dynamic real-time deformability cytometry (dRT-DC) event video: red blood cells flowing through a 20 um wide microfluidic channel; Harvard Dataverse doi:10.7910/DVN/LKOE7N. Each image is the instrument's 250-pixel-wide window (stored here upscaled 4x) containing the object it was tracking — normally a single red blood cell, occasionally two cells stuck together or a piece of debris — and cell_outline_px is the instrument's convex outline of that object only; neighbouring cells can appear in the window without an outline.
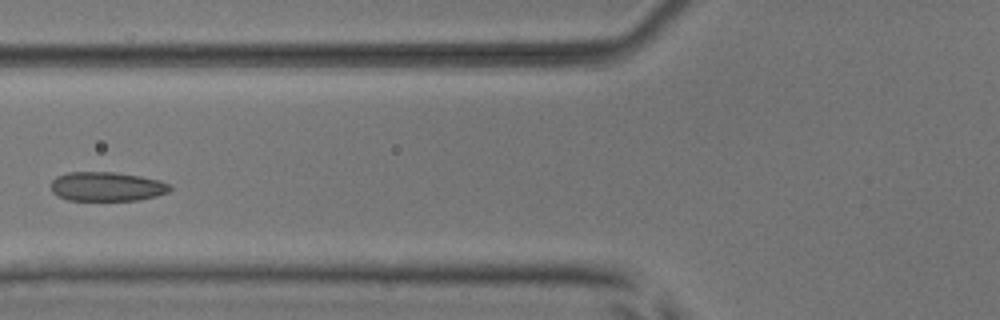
{"species": "common noctule bat (a hibernating species)", "species_latin": "Nyctalus noctula", "temperature_condition": "room temperature", "stored_images_in_passage": 4, "camera_frame_rate_fps": 3000, "um_per_image_px": 0.085, "animal": {"sex": "male", "body_mass_g": 17.9, "forearm_length_mm": 54.2}, "frame": {"image": 1, "passage_image": 4, "time_ms": 3.667, "image_size_px": [1000, 320], "cell_outline_px": [[172, 188], [168, 192], [156, 196], [140, 200], [68, 200], [56, 196], [52, 192], [52, 180], [56, 176], [68, 172], [112, 172], [140, 176], [160, 180], [172, 184]], "centroid_in_image_um": [9.09, 15.86], "position_along_channel_um": 116.7, "area_um2": 20.4}}